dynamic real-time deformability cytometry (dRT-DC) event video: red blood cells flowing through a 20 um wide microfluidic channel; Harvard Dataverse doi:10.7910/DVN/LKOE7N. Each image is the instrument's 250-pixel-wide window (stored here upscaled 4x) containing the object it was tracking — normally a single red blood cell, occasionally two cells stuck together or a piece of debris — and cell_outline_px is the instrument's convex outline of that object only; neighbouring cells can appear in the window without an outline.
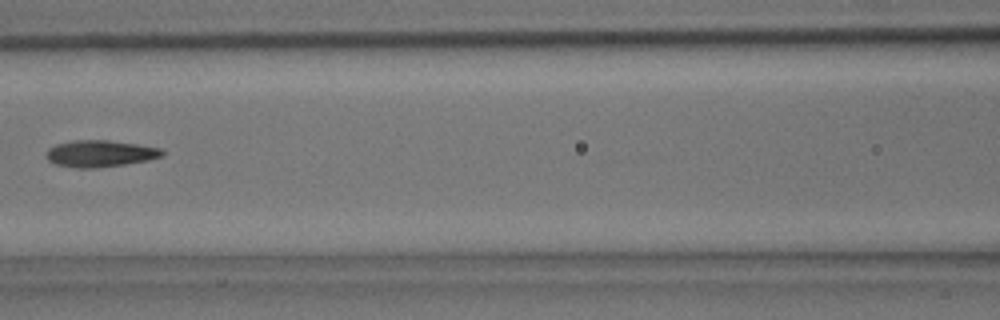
{"species": "common noctule bat (a hibernating species)", "species_latin": "Nyctalus noctula", "temperature_condition": "room temperature", "stored_images_in_passage": 4, "camera_frame_rate_fps": 3000, "um_per_image_px": 0.085, "animal": {"sex": "male", "body_mass_g": 15.6}, "frame": {"image": 1, "passage_image": 4, "time_ms": 1.0, "image_size_px": [1000, 320], "cell_outline_px": [[164, 156], [148, 160], [124, 164], [96, 168], [76, 168], [56, 164], [48, 160], [48, 148], [56, 144], [72, 140], [108, 140], [136, 144], [160, 148], [164, 152]], "centroid_in_image_um": [8.52, 13.05], "position_along_channel_um": 158.1, "area_um2": 17.92}}